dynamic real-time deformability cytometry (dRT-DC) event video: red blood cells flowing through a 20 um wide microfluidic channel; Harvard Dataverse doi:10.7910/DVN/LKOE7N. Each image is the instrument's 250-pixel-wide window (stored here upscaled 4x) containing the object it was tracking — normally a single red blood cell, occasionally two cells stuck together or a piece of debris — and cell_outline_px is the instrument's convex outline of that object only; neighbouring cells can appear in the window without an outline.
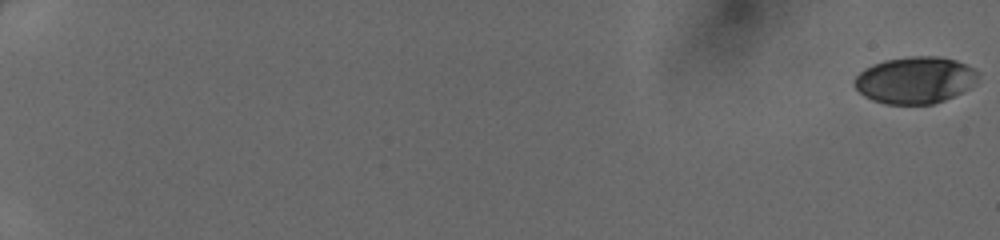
{"species": "human", "species_latin": "Homo sapiens", "temperature_condition": "cold", "stored_images_in_passage": 49, "camera_frame_rate_fps": 3000, "um_per_image_px": 0.085, "donor": {"sex": "female"}, "frame": {"image": 1, "passage_image": 1, "time_ms": 0.0, "image_size_px": [1000, 240], "cell_outline_px": [[980, 76], [976, 84], [944, 100], [932, 104], [884, 104], [872, 100], [864, 96], [852, 84], [852, 80], [864, 68], [872, 64], [884, 60], [912, 56], [936, 56], [956, 60], [980, 72]], "centroid_in_image_um": [77.76, 6.8], "position_along_channel_um": 7.2, "area_um2": 33.93}}
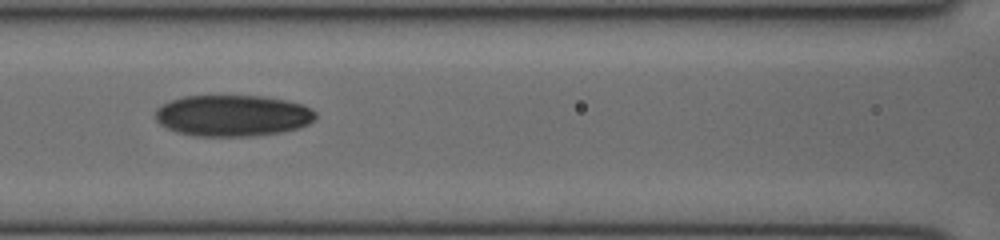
{"frame": {"image": 2, "passage_image": 27, "time_ms": 8.667, "image_size_px": [1000, 240], "cell_outline_px": [[316, 116], [308, 124], [296, 128], [280, 132], [252, 136], [196, 136], [180, 132], [168, 128], [160, 124], [156, 120], [156, 108], [160, 104], [184, 96], [264, 96], [284, 100], [300, 104], [312, 108], [316, 112]], "centroid_in_image_um": [19.76, 9.82], "position_along_channel_um": 146.8, "area_um2": 38.38}}
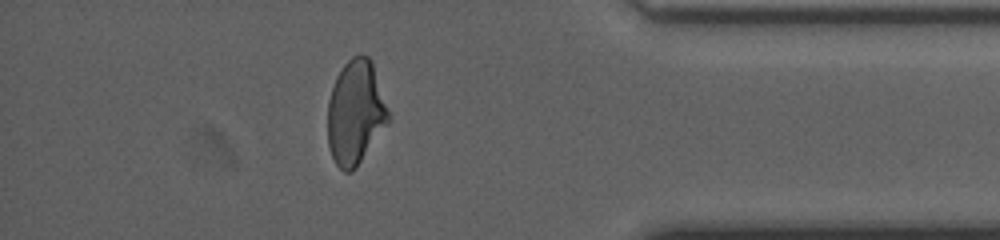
{"frame": {"image": 3, "passage_image": 46, "time_ms": 15.0, "image_size_px": [1000, 240], "cell_outline_px": [[388, 120], [356, 168], [352, 172], [344, 172], [336, 164], [332, 156], [328, 144], [328, 100], [336, 76], [344, 64], [352, 56], [360, 52], [368, 56], [372, 60], [388, 112]], "centroid_in_image_um": [30.18, 9.52], "position_along_channel_um": 405.0, "area_um2": 36.36}}